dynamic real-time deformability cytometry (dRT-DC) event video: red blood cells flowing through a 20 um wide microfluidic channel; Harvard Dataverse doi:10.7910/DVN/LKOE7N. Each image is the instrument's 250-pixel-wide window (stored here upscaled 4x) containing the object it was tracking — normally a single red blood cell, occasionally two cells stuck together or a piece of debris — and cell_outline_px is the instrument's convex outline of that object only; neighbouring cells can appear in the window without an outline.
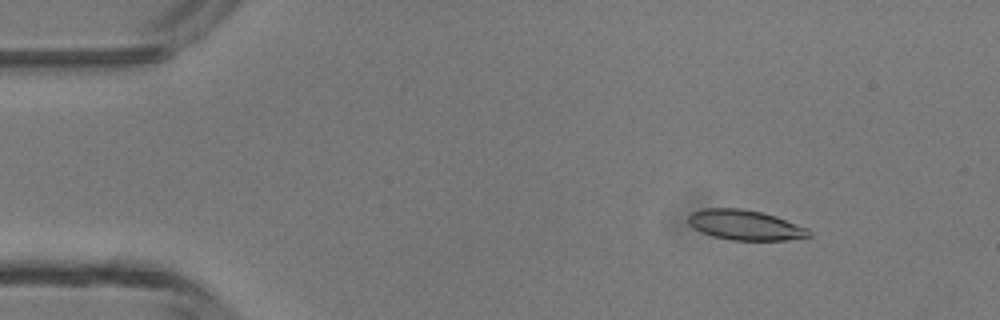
{"species": "common noctule bat (a hibernating species)", "species_latin": "Nyctalus noctula", "temperature_condition": "room temperature", "stored_images_in_passage": 45, "camera_frame_rate_fps": 3000, "um_per_image_px": 0.085, "animal": {"sex": "male", "body_mass_g": 13.3}, "frame": {"image": 1, "passage_image": 4, "time_ms": 1.0, "image_size_px": [1000, 320], "cell_outline_px": [[812, 236], [788, 240], [732, 240], [712, 236], [700, 232], [692, 228], [688, 224], [688, 216], [692, 212], [704, 208], [740, 208], [760, 212], [776, 216], [808, 228], [812, 232]], "centroid_in_image_um": [63.33, 19.13], "position_along_channel_um": 21.7, "area_um2": 21.33}}
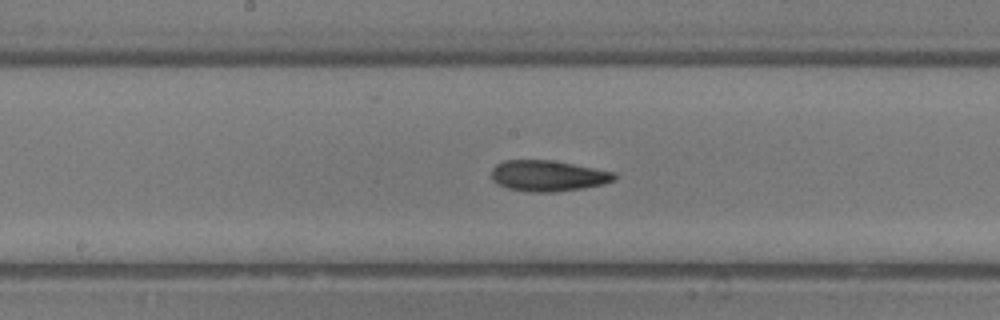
{"frame": {"image": 2, "passage_image": 22, "time_ms": 7.0, "image_size_px": [1000, 320], "cell_outline_px": [[616, 180], [604, 184], [584, 188], [556, 192], [532, 192], [508, 188], [496, 184], [492, 180], [492, 168], [496, 164], [504, 160], [552, 160], [616, 172]], "centroid_in_image_um": [46.59, 14.94], "position_along_channel_um": 201.6, "area_um2": 22.31}}
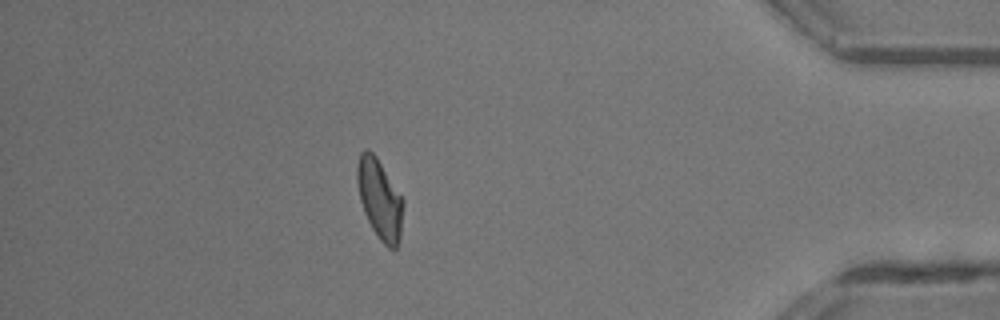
{"frame": {"image": 3, "passage_image": 39, "time_ms": 12.667, "image_size_px": [1000, 320], "cell_outline_px": [[404, 204], [400, 240], [396, 248], [388, 248], [380, 240], [372, 228], [364, 212], [360, 200], [356, 180], [356, 168], [360, 152], [364, 148], [368, 148], [376, 156], [404, 200]], "centroid_in_image_um": [32.27, 16.91], "position_along_channel_um": 402.9, "area_um2": 21.56}, "authors_computed_cell_mechanics": {"area_um2": 21.675, "velocity_mm_per_s": 4.3709, "shape_relaxation_time_tau1_ms": 7.0516, "shape_relaxation_time_tau2_ms": 3.2375, "deformation_change_tau1": 0.1945, "deformation_change_tau2": 0.1101}}